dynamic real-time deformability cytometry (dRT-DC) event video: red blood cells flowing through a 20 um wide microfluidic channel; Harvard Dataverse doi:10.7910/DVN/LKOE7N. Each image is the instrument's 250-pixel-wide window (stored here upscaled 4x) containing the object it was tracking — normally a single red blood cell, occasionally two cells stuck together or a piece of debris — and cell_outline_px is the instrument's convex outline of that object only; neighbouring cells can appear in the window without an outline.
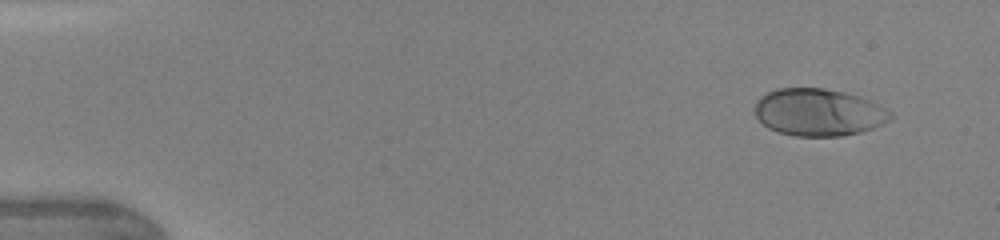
{"species": "human", "species_latin": "Homo sapiens", "temperature_condition": "warm", "stored_images_in_passage": 47, "camera_frame_rate_fps": 3000, "um_per_image_px": 0.085, "donor": {"sex": "female"}, "frame": {"image": 1, "passage_image": 4, "time_ms": 1.0, "image_size_px": [1000, 240], "cell_outline_px": [[892, 116], [888, 120], [872, 128], [860, 132], [844, 136], [796, 136], [776, 132], [768, 128], [756, 116], [756, 100], [760, 96], [776, 88], [824, 88], [844, 92], [860, 96], [892, 112]], "centroid_in_image_um": [69.55, 9.54], "position_along_channel_um": 15.5, "area_um2": 37.22}}
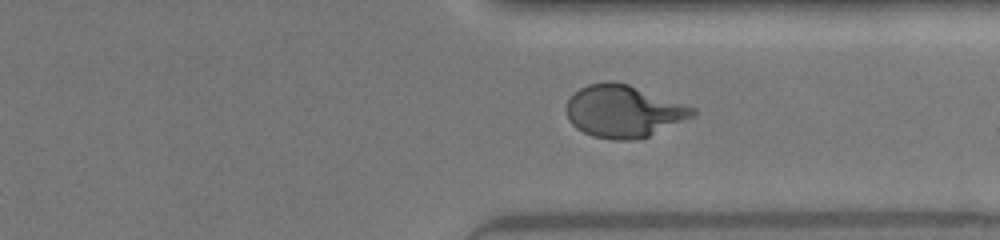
{"frame": {"image": 2, "passage_image": 36, "time_ms": 11.667, "image_size_px": [1000, 240], "cell_outline_px": [[696, 112], [692, 116], [648, 136], [632, 140], [616, 140], [592, 136], [576, 128], [568, 120], [564, 108], [568, 100], [580, 88], [588, 84], [608, 80], [612, 80], [628, 84], [696, 108]], "centroid_in_image_um": [52.94, 9.44], "position_along_channel_um": 358.5, "area_um2": 38.21}}
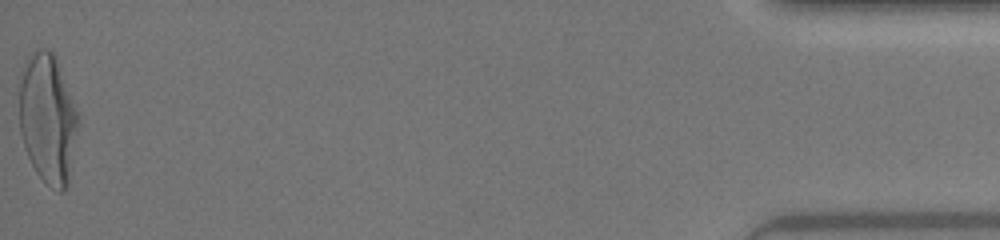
{"frame": {"image": 3, "passage_image": 47, "time_ms": 15.333, "image_size_px": [1000, 240], "cell_outline_px": [[76, 128], [68, 180], [64, 188], [60, 192], [52, 188], [36, 172], [24, 148], [20, 132], [20, 68], [24, 60], [36, 48], [48, 48], [52, 52], [56, 60], [76, 112]], "centroid_in_image_um": [3.98, 10.02], "position_along_channel_um": 431.2, "area_um2": 43.23}, "authors_computed_cell_mechanics": {"area_um2": 37.1076, "velocity_mm_per_s": 4.357, "shape_relaxation_time_tau1_ms": 3.2437, "shape_relaxation_time_tau2_ms": null, "deformation_change_tau1": 0.2048, "deformation_change_tau2": null}}